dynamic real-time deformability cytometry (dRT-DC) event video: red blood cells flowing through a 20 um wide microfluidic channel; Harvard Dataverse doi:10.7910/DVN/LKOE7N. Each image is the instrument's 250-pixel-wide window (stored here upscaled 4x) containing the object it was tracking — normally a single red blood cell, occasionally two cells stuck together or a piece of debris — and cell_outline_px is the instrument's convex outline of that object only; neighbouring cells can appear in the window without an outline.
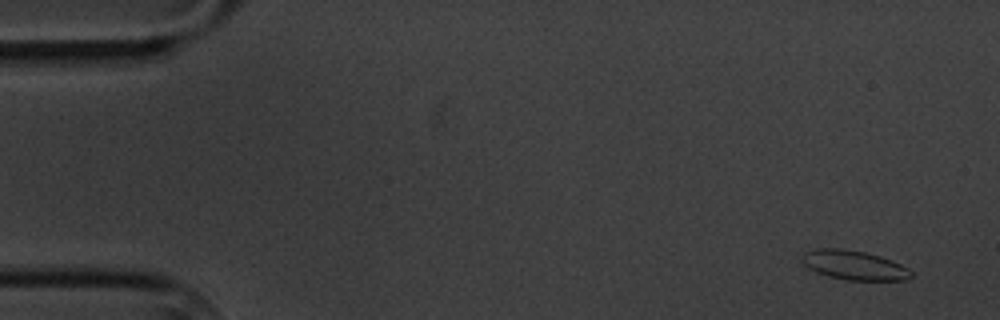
{"species": "common noctule bat (a hibernating species)", "species_latin": "Nyctalus noctula", "temperature_condition": "cold", "stored_images_in_passage": 6, "camera_frame_rate_fps": 3000, "um_per_image_px": 0.085, "animal": {"sex": "male", "body_mass_g": 20.1, "forearm_length_mm": 53.5}, "frame": {"image": 1, "passage_image": 1, "time_ms": 0.0, "image_size_px": [1000, 320], "cell_outline_px": [[912, 276], [904, 280], [844, 280], [828, 276], [816, 272], [808, 268], [804, 264], [800, 256], [804, 252], [820, 248], [844, 248], [864, 252], [880, 256], [892, 260], [908, 268], [912, 272]], "centroid_in_image_um": [72.57, 22.53], "position_along_channel_um": 12.4, "area_um2": 18.73}}
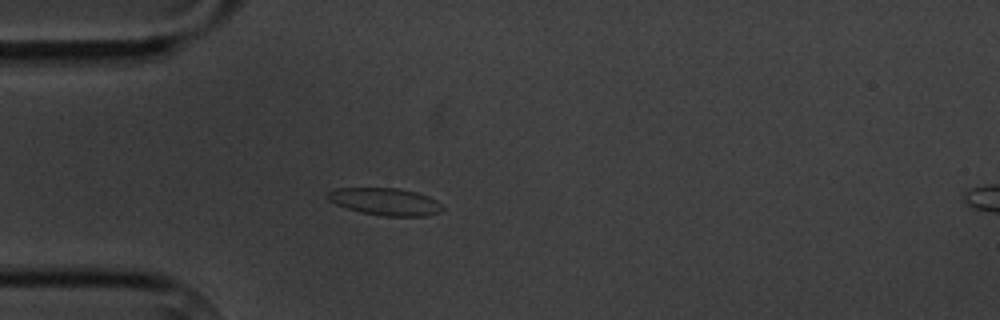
{"frame": {"image": 2, "passage_image": 5, "time_ms": 4.333, "image_size_px": [1000, 320], "cell_outline_px": [[444, 208], [440, 212], [424, 216], [384, 216], [360, 212], [336, 204], [328, 200], [324, 196], [328, 192], [336, 188], [396, 188], [416, 192], [428, 196], [436, 200]], "centroid_in_image_um": [32.72, 17.13], "position_along_channel_um": 52.3, "area_um2": 18.21}}